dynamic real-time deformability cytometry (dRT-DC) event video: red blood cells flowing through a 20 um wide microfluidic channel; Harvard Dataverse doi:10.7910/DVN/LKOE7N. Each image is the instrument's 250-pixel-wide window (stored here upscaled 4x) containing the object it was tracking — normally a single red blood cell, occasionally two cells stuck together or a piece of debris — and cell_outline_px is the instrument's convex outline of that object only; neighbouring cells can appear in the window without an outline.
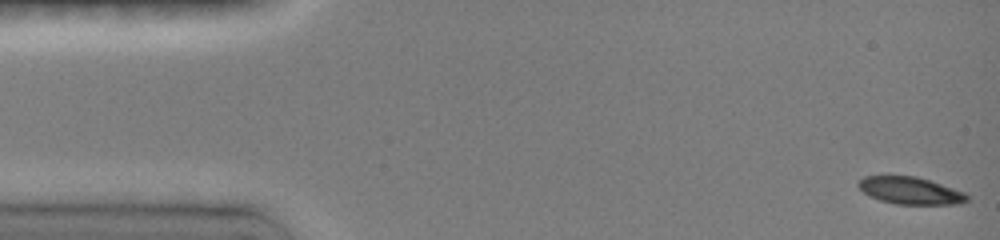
{"species": "common noctule bat (a hibernating species)", "species_latin": "Nyctalus noctula", "temperature_condition": "room temperature", "stored_images_in_passage": 26, "camera_frame_rate_fps": 3000, "um_per_image_px": 0.085, "animal": {"sex": "female", "body_mass_g": 19.0, "forearm_length_mm": 51.5}, "frame": {"image": 1, "passage_image": 1, "time_ms": 0.0, "image_size_px": [1000, 240], "cell_outline_px": [[968, 200], [960, 204], [896, 204], [880, 200], [864, 192], [856, 184], [864, 176], [916, 176], [964, 192], [968, 196]], "centroid_in_image_um": [77.37, 16.2], "position_along_channel_um": 7.6, "area_um2": 16.94}}
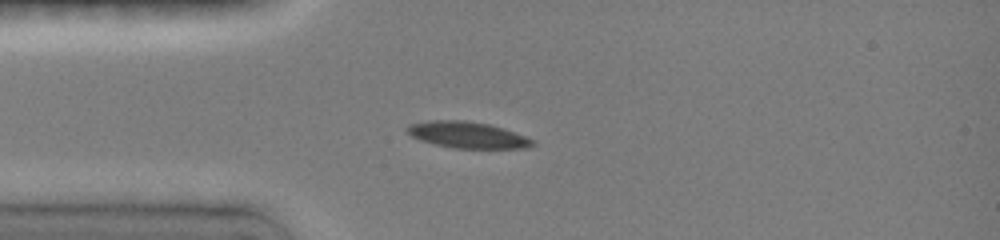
{"frame": {"image": 2, "passage_image": 21, "time_ms": 3.667, "image_size_px": [1000, 240], "cell_outline_px": [[536, 144], [528, 148], [452, 148], [420, 140], [412, 136], [404, 128], [408, 124], [428, 120], [464, 120], [488, 124], [504, 128], [536, 140]], "centroid_in_image_um": [39.75, 11.46], "position_along_channel_um": 45.3, "area_um2": 19.42}}